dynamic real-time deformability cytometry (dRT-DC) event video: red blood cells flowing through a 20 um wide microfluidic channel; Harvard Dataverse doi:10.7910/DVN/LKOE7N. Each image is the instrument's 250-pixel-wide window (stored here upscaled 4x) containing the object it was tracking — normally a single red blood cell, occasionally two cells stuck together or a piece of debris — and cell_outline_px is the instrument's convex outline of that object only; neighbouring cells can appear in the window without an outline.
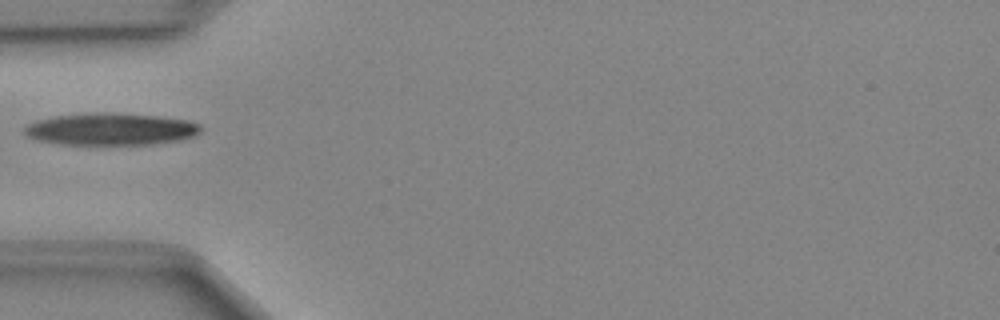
{"species": "Egyptian fruit bat (a non-hibernating species)", "species_latin": "Rousettus aegyptiacus", "temperature_condition": "cold", "stored_images_in_passage": 34, "camera_frame_rate_fps": 3000, "um_per_image_px": 0.085, "animal": {"sex": "female"}, "frame": {"image": 1, "passage_image": 1, "time_ms": 0.0, "image_size_px": [1000, 320], "cell_outline_px": [[204, 128], [196, 136], [180, 140], [152, 144], [60, 144], [36, 140], [28, 136], [24, 132], [24, 128], [28, 124], [36, 120], [56, 116], [92, 112], [112, 112], [156, 116], [188, 120], [200, 124]], "centroid_in_image_um": [9.45, 10.97], "position_along_channel_um": 75.6, "area_um2": 33.18}}
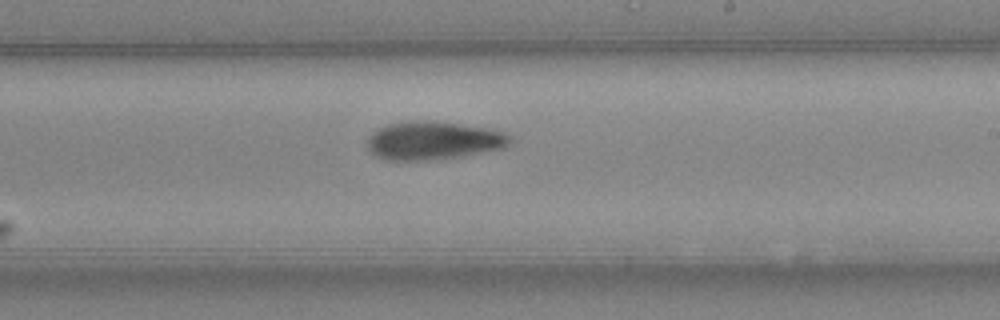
{"frame": {"image": 2, "passage_image": 14, "time_ms": 4.333, "image_size_px": [1000, 320], "cell_outline_px": [[512, 140], [504, 148], [456, 156], [428, 160], [388, 160], [376, 156], [368, 148], [368, 136], [372, 132], [388, 124], [408, 120], [432, 120], [484, 128], [504, 132], [512, 136]], "centroid_in_image_um": [36.8, 11.93], "position_along_channel_um": 252.2, "area_um2": 31.5}}
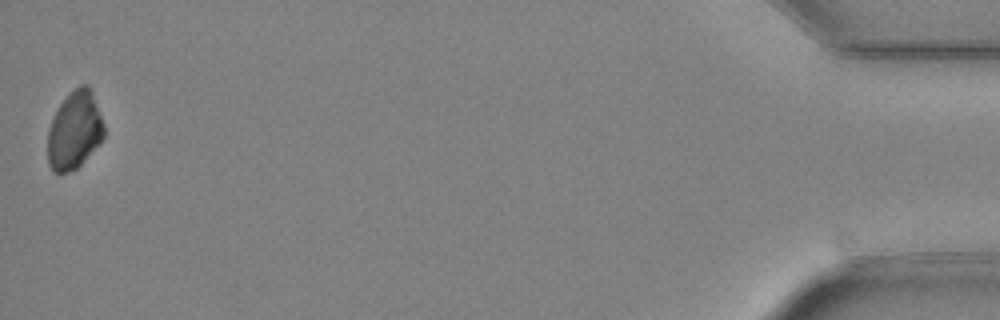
{"frame": {"image": 3, "passage_image": 34, "time_ms": 11.0, "image_size_px": [1000, 320], "cell_outline_px": [[104, 136], [100, 144], [76, 168], [68, 172], [52, 172], [48, 164], [48, 128], [60, 104], [68, 92], [80, 84], [88, 84], [92, 92], [104, 124]], "centroid_in_image_um": [6.33, 11.07], "position_along_channel_um": 428.9, "area_um2": 25.55}}